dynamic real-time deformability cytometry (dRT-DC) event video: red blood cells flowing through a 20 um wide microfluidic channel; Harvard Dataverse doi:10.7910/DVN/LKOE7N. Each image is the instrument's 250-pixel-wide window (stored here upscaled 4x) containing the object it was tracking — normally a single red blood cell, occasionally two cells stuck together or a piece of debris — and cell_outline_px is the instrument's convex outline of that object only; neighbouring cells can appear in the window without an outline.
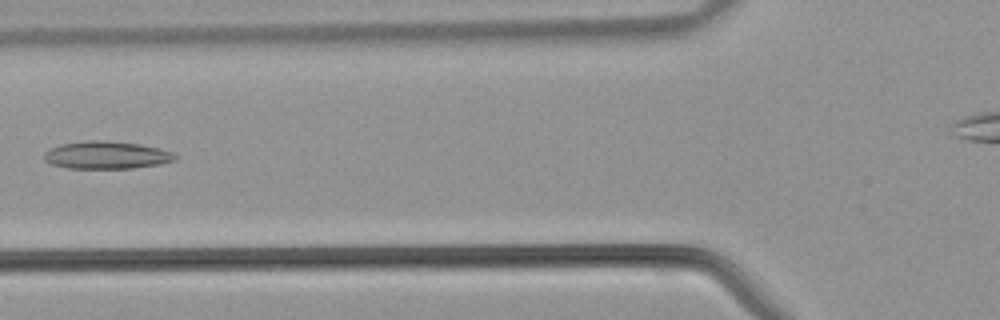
{"species": "common noctule bat (a hibernating species)", "species_latin": "Nyctalus noctula", "temperature_condition": "warm", "stored_images_in_passage": 32, "camera_frame_rate_fps": 3000, "um_per_image_px": 0.085, "animal": {"sex": "male", "body_mass_g": 21.5, "forearm_length_mm": 52.0}, "frame": {"image": 1, "passage_image": 11, "time_ms": 3.333, "image_size_px": [1000, 320], "cell_outline_px": [[176, 160], [160, 164], [132, 168], [68, 168], [52, 164], [44, 160], [44, 152], [48, 148], [60, 144], [88, 140], [104, 140], [140, 144], [172, 152], [176, 156]], "centroid_in_image_um": [9.01, 13.18], "position_along_channel_um": 116.8, "area_um2": 21.04}}
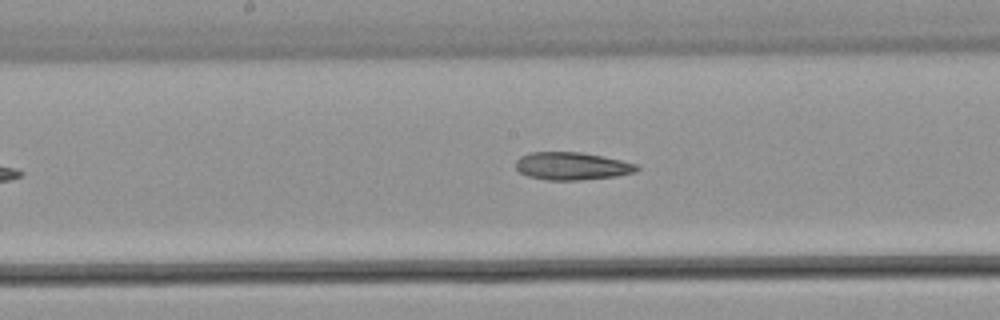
{"frame": {"image": 2, "passage_image": 16, "time_ms": 5.0, "image_size_px": [1000, 320], "cell_outline_px": [[640, 168], [636, 172], [616, 176], [580, 180], [548, 180], [528, 176], [520, 172], [516, 168], [516, 160], [520, 156], [528, 152], [580, 152], [620, 160], [636, 164]], "centroid_in_image_um": [48.59, 14.11], "position_along_channel_um": 199.6, "area_um2": 19.48}}
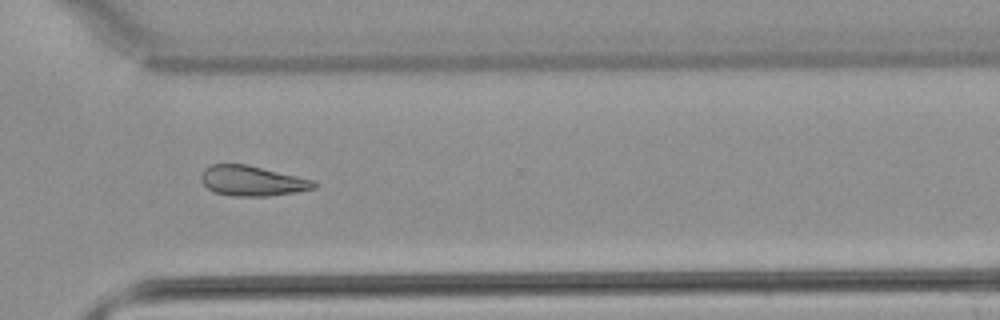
{"frame": {"image": 3, "passage_image": 25, "time_ms": 8.0, "image_size_px": [1000, 320], "cell_outline_px": [[316, 188], [296, 192], [268, 196], [232, 196], [216, 192], [208, 188], [200, 180], [200, 176], [204, 168], [212, 164], [248, 164], [312, 180], [316, 184]], "centroid_in_image_um": [21.4, 15.37], "position_along_channel_um": 349.2, "area_um2": 19.71}}